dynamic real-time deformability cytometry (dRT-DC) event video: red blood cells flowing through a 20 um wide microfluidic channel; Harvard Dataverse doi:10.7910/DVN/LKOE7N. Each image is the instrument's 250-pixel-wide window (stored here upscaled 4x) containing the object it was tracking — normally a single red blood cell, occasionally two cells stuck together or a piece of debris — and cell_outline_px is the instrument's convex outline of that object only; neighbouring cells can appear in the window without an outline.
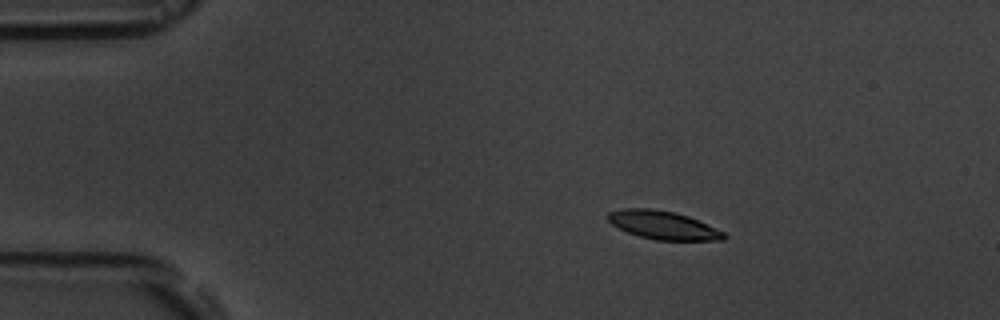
{"species": "common noctule bat (a hibernating species)", "species_latin": "Nyctalus noctula", "temperature_condition": "room temperature", "stored_images_in_passage": 4, "camera_frame_rate_fps": 3000, "um_per_image_px": 0.085, "animal": {"sex": "male", "body_mass_g": 19.5, "forearm_length_mm": 54.6}, "frame": {"image": 1, "passage_image": 2, "time_ms": 1.0, "image_size_px": [1000, 320], "cell_outline_px": [[728, 236], [724, 240], [656, 240], [640, 236], [628, 232], [612, 224], [608, 220], [608, 212], [624, 208], [652, 208], [676, 212], [688, 216], [724, 232]], "centroid_in_image_um": [56.37, 19.13], "position_along_channel_um": 28.6, "area_um2": 19.02}}